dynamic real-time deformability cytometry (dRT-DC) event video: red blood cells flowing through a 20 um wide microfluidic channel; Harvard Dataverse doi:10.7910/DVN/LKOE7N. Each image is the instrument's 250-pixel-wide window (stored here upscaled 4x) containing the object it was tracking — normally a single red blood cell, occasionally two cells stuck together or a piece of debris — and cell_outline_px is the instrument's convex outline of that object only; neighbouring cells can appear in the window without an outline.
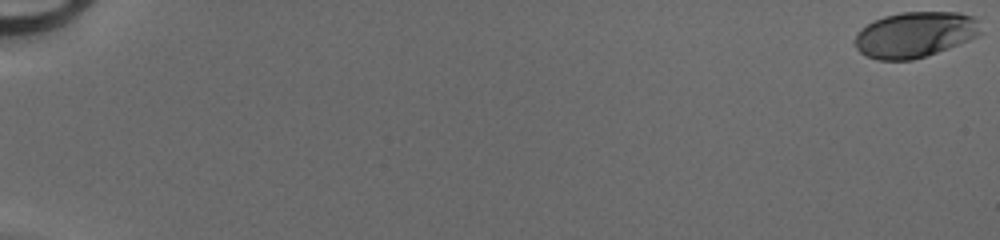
{"species": "human", "species_latin": "Homo sapiens", "temperature_condition": "cold", "stored_images_in_passage": 50, "camera_frame_rate_fps": 3000, "um_per_image_px": 0.085, "donor": {"sex": "male"}, "frame": {"image": 1, "passage_image": 1, "time_ms": 0.0, "image_size_px": [1000, 240], "cell_outline_px": [[984, 32], [980, 36], [948, 48], [912, 60], [880, 60], [868, 56], [860, 52], [852, 44], [852, 40], [856, 32], [860, 28], [884, 16], [900, 12], [960, 12], [976, 16]], "centroid_in_image_um": [77.79, 2.93], "position_along_channel_um": 7.2, "area_um2": 33.99}}
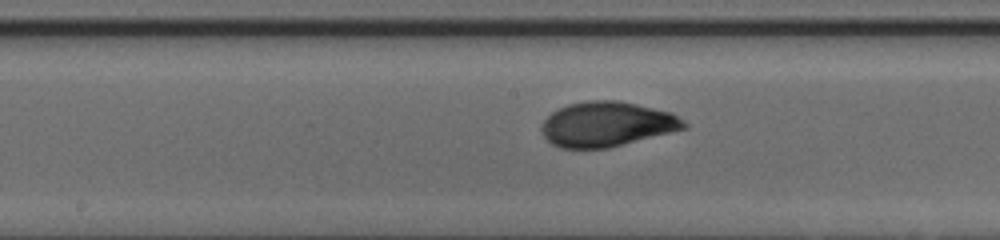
{"frame": {"image": 2, "passage_image": 29, "time_ms": 9.333, "image_size_px": [1000, 240], "cell_outline_px": [[688, 128], [608, 148], [560, 148], [552, 144], [544, 136], [540, 128], [544, 120], [552, 112], [568, 104], [588, 100], [616, 100], [636, 104], [672, 112], [684, 120], [688, 124]], "centroid_in_image_um": [51.6, 10.55], "position_along_channel_um": 196.6, "area_um2": 37.28}}
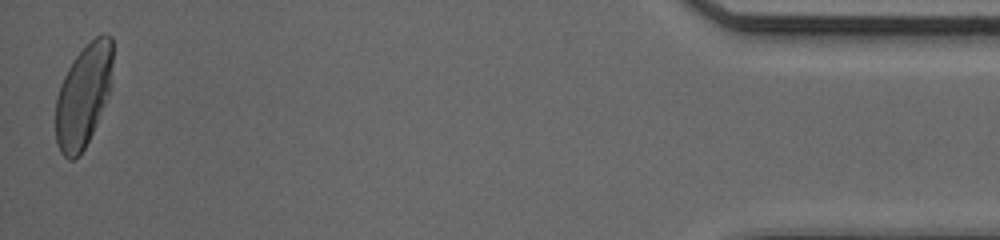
{"frame": {"image": 3, "passage_image": 50, "time_ms": 16.333, "image_size_px": [1000, 240], "cell_outline_px": [[112, 64], [108, 92], [104, 104], [96, 124], [80, 156], [72, 160], [68, 160], [60, 152], [56, 140], [56, 96], [60, 84], [72, 60], [96, 36], [104, 32], [112, 36]], "centroid_in_image_um": [7.06, 8.13], "position_along_channel_um": 428.1, "area_um2": 33.76}}